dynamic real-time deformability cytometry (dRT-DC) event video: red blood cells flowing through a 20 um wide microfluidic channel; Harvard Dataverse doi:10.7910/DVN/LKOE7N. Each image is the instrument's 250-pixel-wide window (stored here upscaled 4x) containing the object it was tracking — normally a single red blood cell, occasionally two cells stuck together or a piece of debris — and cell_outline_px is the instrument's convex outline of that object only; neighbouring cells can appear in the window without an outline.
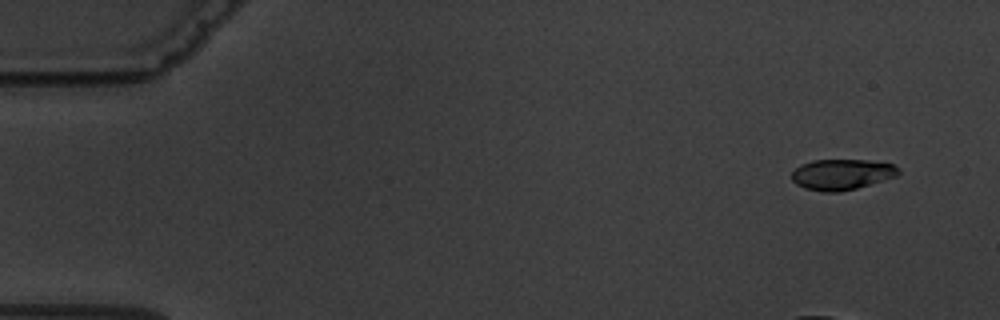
{"species": "common noctule bat (a hibernating species)", "species_latin": "Nyctalus noctula", "temperature_condition": "warm", "stored_images_in_passage": 2, "camera_frame_rate_fps": 3000, "um_per_image_px": 0.085, "animal": {"sex": "male", "body_mass_g": 19.5, "forearm_length_mm": 54.6}, "frame": {"image": 1, "passage_image": 2, "time_ms": 4.667, "image_size_px": [1000, 320], "cell_outline_px": [[900, 172], [896, 176], [856, 188], [840, 192], [824, 192], [804, 188], [796, 184], [792, 180], [792, 172], [800, 164], [812, 160], [868, 160], [892, 164], [900, 168]], "centroid_in_image_um": [71.53, 14.82], "position_along_channel_um": 13.5, "area_um2": 19.07}}